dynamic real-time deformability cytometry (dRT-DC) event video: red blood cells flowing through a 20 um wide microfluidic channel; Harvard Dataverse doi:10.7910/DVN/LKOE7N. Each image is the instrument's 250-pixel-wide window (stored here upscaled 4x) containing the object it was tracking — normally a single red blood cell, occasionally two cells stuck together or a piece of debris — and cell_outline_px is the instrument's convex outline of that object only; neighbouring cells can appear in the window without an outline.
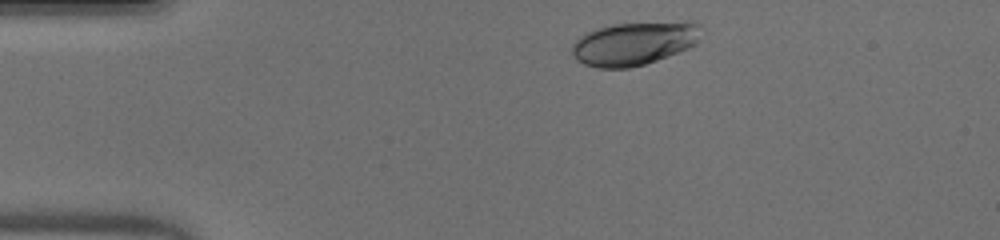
{"species": "human", "species_latin": "Homo sapiens", "temperature_condition": "warm", "stored_images_in_passage": 35, "camera_frame_rate_fps": 3000, "um_per_image_px": 0.085, "donor": {"sex": "male"}, "frame": {"image": 1, "passage_image": 2, "time_ms": 0.333, "image_size_px": [1000, 240], "cell_outline_px": [[704, 28], [696, 44], [688, 48], [656, 60], [644, 64], [628, 68], [596, 68], [584, 64], [576, 60], [572, 56], [572, 44], [584, 32], [596, 28], [612, 24], [688, 20], [692, 20], [700, 24]], "centroid_in_image_um": [53.93, 3.66], "position_along_channel_um": 31.1, "area_um2": 33.35}}
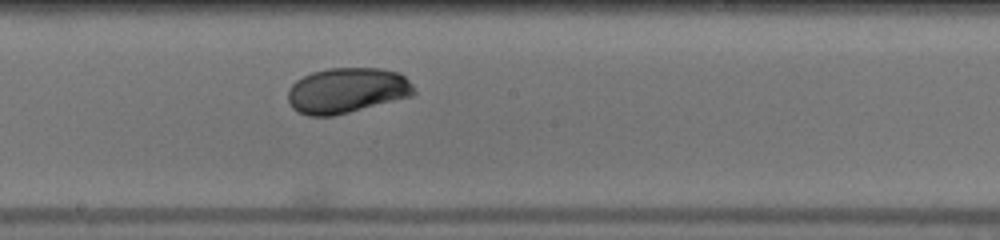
{"frame": {"image": 2, "passage_image": 20, "time_ms": 6.333, "image_size_px": [1000, 240], "cell_outline_px": [[416, 92], [412, 96], [332, 116], [308, 116], [292, 108], [288, 100], [288, 88], [296, 80], [312, 72], [328, 68], [380, 68], [400, 72], [412, 84]], "centroid_in_image_um": [29.48, 7.68], "position_along_channel_um": 218.7, "area_um2": 33.35}}
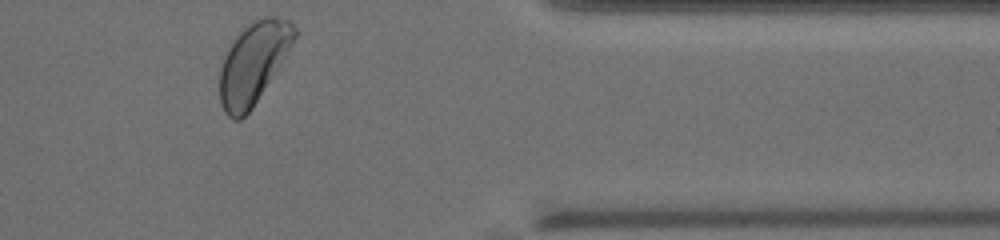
{"frame": {"image": 3, "passage_image": 34, "time_ms": 11.0, "image_size_px": [1000, 240], "cell_outline_px": [[296, 36], [252, 108], [240, 120], [232, 120], [224, 112], [220, 104], [220, 68], [224, 56], [228, 48], [236, 36], [252, 20], [264, 16], [276, 16], [288, 20], [296, 28]], "centroid_in_image_um": [21.49, 5.35], "position_along_channel_um": 389.9, "area_um2": 34.68}, "authors_computed_cell_mechanics": {"area_um2": 32.7726, "velocity_mm_per_s": 4.0811, "shape_relaxation_time_tau1_ms": 1.9691, "shape_relaxation_time_tau2_ms": null, "deformation_change_tau1": 0.1017, "deformation_change_tau2": null}}